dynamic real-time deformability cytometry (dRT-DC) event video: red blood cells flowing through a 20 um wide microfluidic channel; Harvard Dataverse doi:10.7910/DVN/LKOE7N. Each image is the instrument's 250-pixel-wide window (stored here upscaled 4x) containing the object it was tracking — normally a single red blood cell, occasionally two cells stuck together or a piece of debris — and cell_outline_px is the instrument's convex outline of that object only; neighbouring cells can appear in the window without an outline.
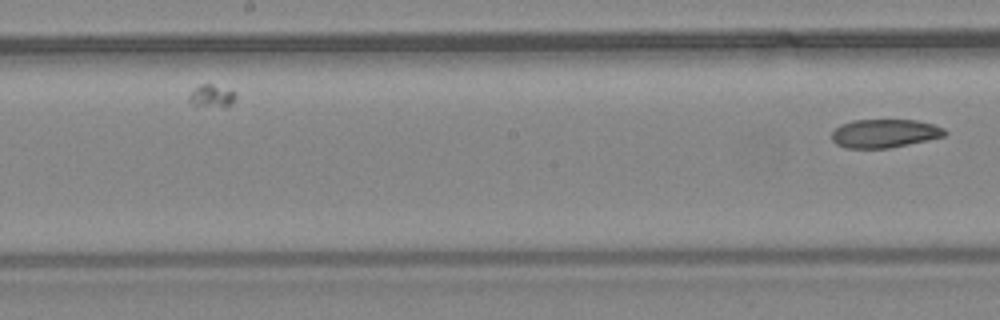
{"species": "common noctule bat (a hibernating species)", "species_latin": "Nyctalus noctula", "temperature_condition": "warm", "stored_images_in_passage": 23, "camera_frame_rate_fps": 3000, "um_per_image_px": 0.085, "animal": {"sex": "female", "body_mass_g": 24.6, "forearm_length_mm": 56.2}, "frame": {"image": 1, "passage_image": 23, "time_ms": 7.333, "image_size_px": [1000, 320], "cell_outline_px": [[948, 132], [944, 136], [928, 140], [888, 148], [844, 148], [836, 144], [832, 140], [832, 132], [840, 124], [852, 120], [916, 120], [932, 124], [944, 128]], "centroid_in_image_um": [75.17, 11.34], "position_along_channel_um": 173.0, "area_um2": 18.79}}